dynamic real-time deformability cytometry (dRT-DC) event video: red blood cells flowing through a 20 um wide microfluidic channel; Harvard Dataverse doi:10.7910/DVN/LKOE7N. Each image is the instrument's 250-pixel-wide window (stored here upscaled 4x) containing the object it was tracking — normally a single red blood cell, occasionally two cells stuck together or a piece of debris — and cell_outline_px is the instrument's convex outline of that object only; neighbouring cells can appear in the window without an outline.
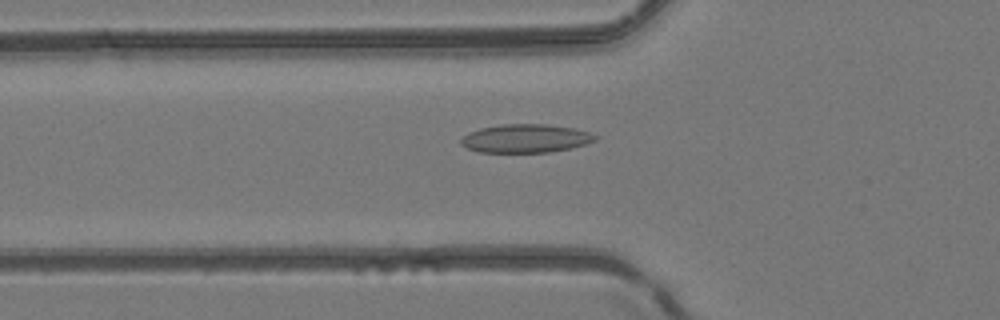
{"species": "common noctule bat (a hibernating species)", "species_latin": "Nyctalus noctula", "temperature_condition": "room temperature", "stored_images_in_passage": 28, "camera_frame_rate_fps": 3000, "um_per_image_px": 0.085, "animal": {"sex": "female", "body_mass_g": 24.6, "forearm_length_mm": 56.2}, "frame": {"image": 1, "passage_image": 7, "time_ms": 2.0, "image_size_px": [1000, 320], "cell_outline_px": [[600, 136], [596, 140], [588, 144], [572, 148], [548, 152], [476, 152], [460, 144], [460, 140], [468, 132], [480, 128], [500, 124], [544, 124], [576, 128]], "centroid_in_image_um": [44.7, 11.76], "position_along_channel_um": 81.1, "area_um2": 22.48}}
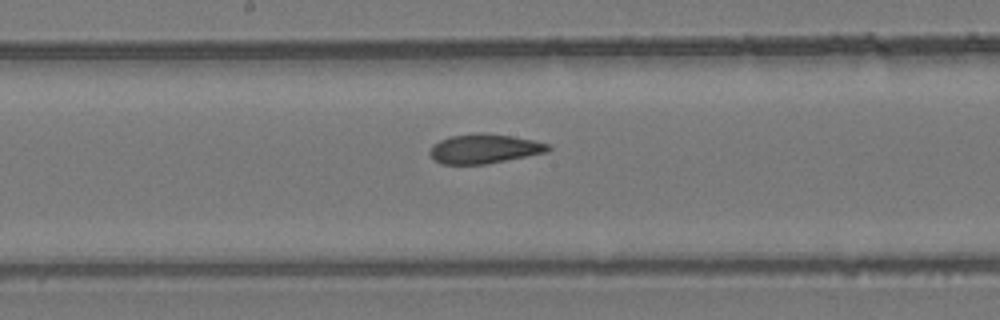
{"frame": {"image": 2, "passage_image": 16, "time_ms": 5.0, "image_size_px": [1000, 320], "cell_outline_px": [[552, 148], [548, 152], [484, 164], [440, 164], [432, 160], [428, 152], [432, 144], [440, 140], [452, 136], [476, 132], [480, 132], [512, 136], [532, 140], [548, 144]], "centroid_in_image_um": [41.11, 12.64], "position_along_channel_um": 207.1, "area_um2": 20.35}}
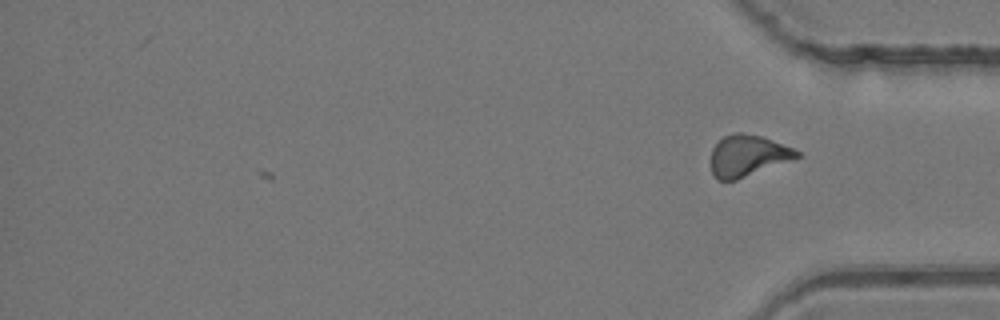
{"frame": {"image": 3, "passage_image": 28, "time_ms": 9.0, "image_size_px": [1000, 320], "cell_outline_px": [[800, 156], [736, 180], [716, 180], [712, 172], [712, 148], [724, 136], [736, 132], [740, 132], [760, 136], [772, 140], [792, 148], [800, 152]], "centroid_in_image_um": [63.52, 13.23], "position_along_channel_um": 371.7, "area_um2": 20.23}, "authors_computed_cell_mechanics": {"area_um2": 20.7791, "velocity_mm_per_s": 4.1583, "shape_relaxation_time_tau1_ms": null, "shape_relaxation_time_tau2_ms": 3.6108, "deformation_change_tau1": null, "deformation_change_tau2": 0.1037}}